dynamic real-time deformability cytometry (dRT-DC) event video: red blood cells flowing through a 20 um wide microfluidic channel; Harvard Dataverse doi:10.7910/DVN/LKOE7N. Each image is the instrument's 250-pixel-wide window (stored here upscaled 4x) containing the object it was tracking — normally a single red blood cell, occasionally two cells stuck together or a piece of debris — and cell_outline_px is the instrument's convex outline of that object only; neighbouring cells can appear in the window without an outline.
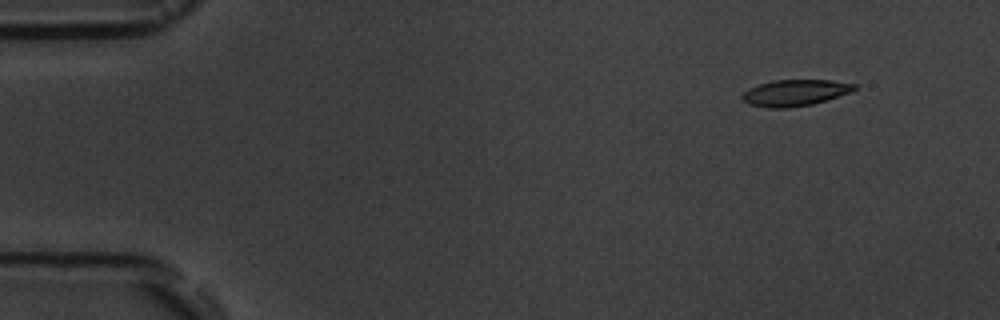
{"species": "common noctule bat (a hibernating species)", "species_latin": "Nyctalus noctula", "temperature_condition": "room temperature", "stored_images_in_passage": 5, "camera_frame_rate_fps": 3000, "um_per_image_px": 0.085, "animal": {"sex": "male", "body_mass_g": 19.5, "forearm_length_mm": 54.6}, "frame": {"image": 1, "passage_image": 2, "time_ms": 1.0, "image_size_px": [1000, 320], "cell_outline_px": [[856, 88], [852, 92], [812, 104], [788, 108], [768, 108], [748, 104], [740, 96], [748, 88], [772, 80], [832, 80], [856, 84]], "centroid_in_image_um": [67.56, 7.88], "position_along_channel_um": 17.4, "area_um2": 17.22}}
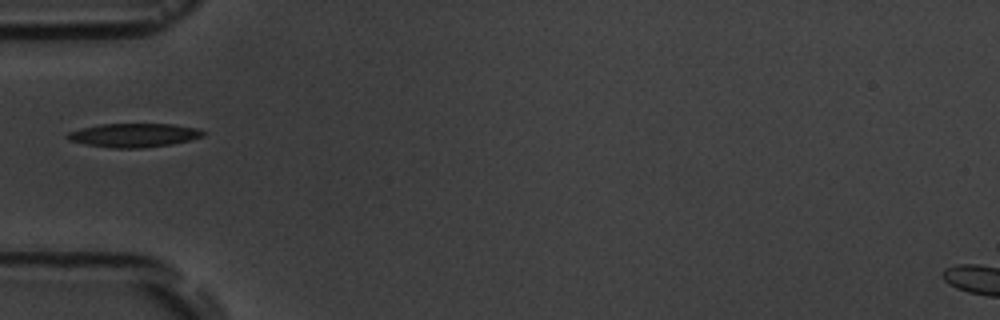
{"frame": {"image": 2, "passage_image": 5, "time_ms": 5.333, "image_size_px": [1000, 320], "cell_outline_px": [[208, 132], [204, 136], [172, 144], [144, 148], [112, 148], [84, 144], [68, 140], [64, 136], [68, 132], [80, 128], [100, 124], [172, 124], [200, 128]], "centroid_in_image_um": [11.39, 11.49], "position_along_channel_um": 73.6, "area_um2": 19.07}}